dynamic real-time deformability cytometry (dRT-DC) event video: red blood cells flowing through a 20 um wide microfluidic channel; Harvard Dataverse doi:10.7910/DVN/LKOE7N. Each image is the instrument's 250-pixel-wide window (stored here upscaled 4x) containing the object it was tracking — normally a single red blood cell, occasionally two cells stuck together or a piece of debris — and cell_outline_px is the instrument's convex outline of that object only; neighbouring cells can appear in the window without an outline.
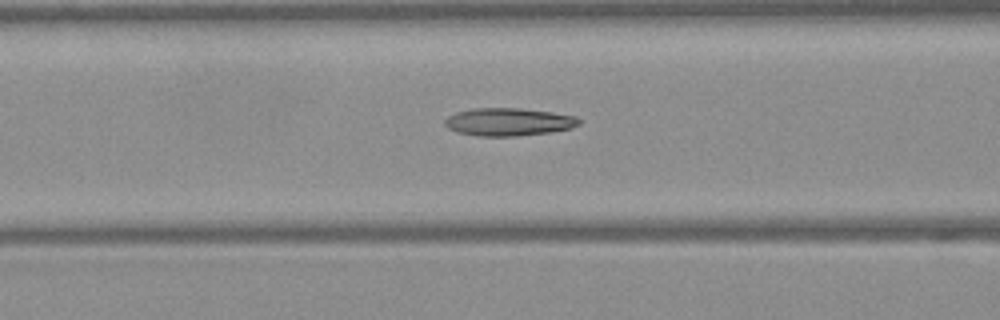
{"species": "Egyptian fruit bat (a non-hibernating species)", "species_latin": "Rousettus aegyptiacus", "temperature_condition": "warm", "stored_images_in_passage": 50, "camera_frame_rate_fps": 3000, "um_per_image_px": 0.085, "frame": {"image": 1, "passage_image": 21, "time_ms": 6.667, "image_size_px": [1000, 320], "cell_outline_px": [[580, 124], [568, 128], [552, 132], [516, 136], [476, 136], [456, 132], [448, 128], [444, 124], [444, 120], [448, 116], [456, 112], [472, 108], [520, 108], [552, 112], [576, 116], [580, 120]], "centroid_in_image_um": [43.19, 10.36], "position_along_channel_um": 123.4, "area_um2": 21.85}}
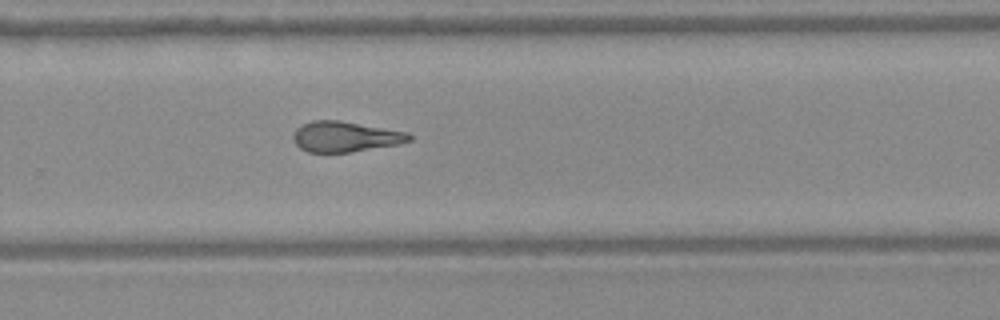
{"frame": {"image": 2, "passage_image": 34, "time_ms": 11.0, "image_size_px": [1000, 320], "cell_outline_px": [[412, 140], [400, 144], [352, 152], [308, 152], [300, 148], [292, 140], [292, 136], [296, 128], [300, 124], [312, 120], [340, 120], [408, 132], [412, 136]], "centroid_in_image_um": [29.34, 11.61], "position_along_channel_um": 300.5, "area_um2": 20.87}}
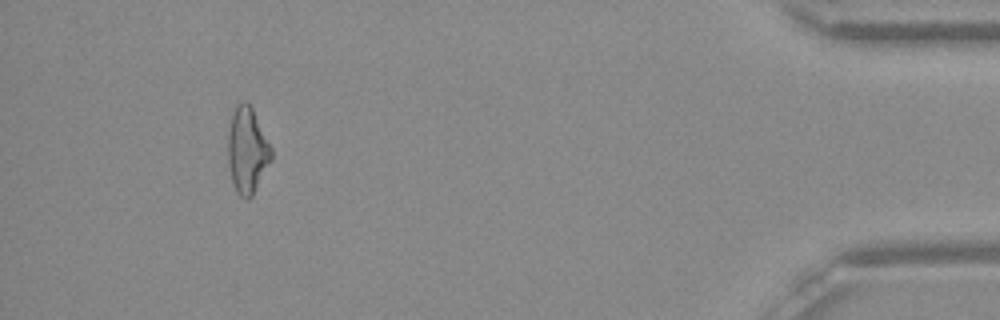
{"frame": {"image": 3, "passage_image": 47, "time_ms": 15.333, "image_size_px": [1000, 320], "cell_outline_px": [[272, 160], [252, 196], [248, 200], [244, 200], [236, 192], [232, 180], [228, 164], [228, 132], [232, 112], [236, 104], [244, 100], [252, 108], [272, 148]], "centroid_in_image_um": [21.01, 12.79], "position_along_channel_um": 414.2, "area_um2": 21.85}, "authors_computed_cell_mechanics": {"area_um2": 21.8484, "velocity_mm_per_s": 4.0888, "shape_relaxation_time_tau1_ms": null, "shape_relaxation_time_tau2_ms": 2.5, "deformation_change_tau1": null, "deformation_change_tau2": 0.1289}}